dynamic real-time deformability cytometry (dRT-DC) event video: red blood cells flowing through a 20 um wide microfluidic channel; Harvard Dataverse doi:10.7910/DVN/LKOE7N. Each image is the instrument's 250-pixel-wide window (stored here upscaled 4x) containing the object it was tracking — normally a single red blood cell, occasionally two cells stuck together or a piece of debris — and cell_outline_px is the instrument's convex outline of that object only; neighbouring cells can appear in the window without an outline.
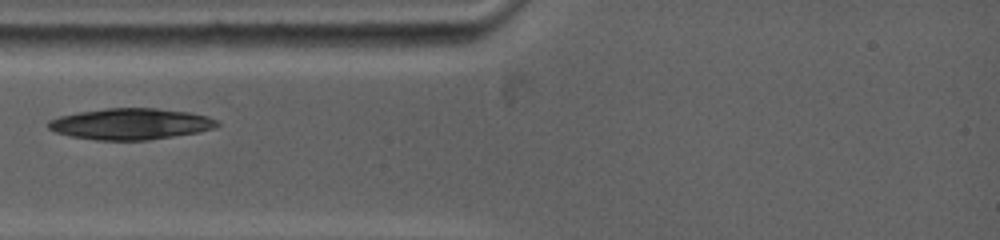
{"species": "common noctule bat (a hibernating species)", "species_latin": "Nyctalus noctula", "temperature_condition": "warm", "stored_images_in_passage": 43, "camera_frame_rate_fps": 5000, "um_per_image_px": 0.085, "animal": {"sex": "female", "body_mass_g": 19.0, "forearm_length_mm": 53.3}, "frame": {"image": 1, "passage_image": 1, "time_ms": 0.0, "image_size_px": [1000, 240], "cell_outline_px": [[220, 124], [216, 128], [200, 132], [148, 140], [96, 140], [72, 136], [56, 132], [48, 128], [48, 120], [60, 116], [80, 112], [104, 108], [156, 108], [188, 112], [208, 116], [216, 120]], "centroid_in_image_um": [11.14, 10.53], "position_along_channel_um": 73.9, "area_um2": 30.69}}
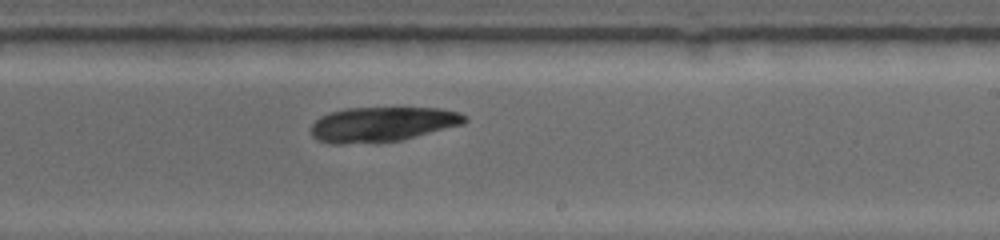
{"frame": {"image": 2, "passage_image": 19, "time_ms": 4.8, "image_size_px": [1000, 240], "cell_outline_px": [[468, 120], [464, 124], [400, 140], [376, 144], [332, 144], [316, 140], [312, 136], [312, 124], [320, 116], [344, 108], [440, 108], [460, 112], [468, 116]], "centroid_in_image_um": [32.5, 10.58], "position_along_channel_um": 256.5, "area_um2": 31.62}}
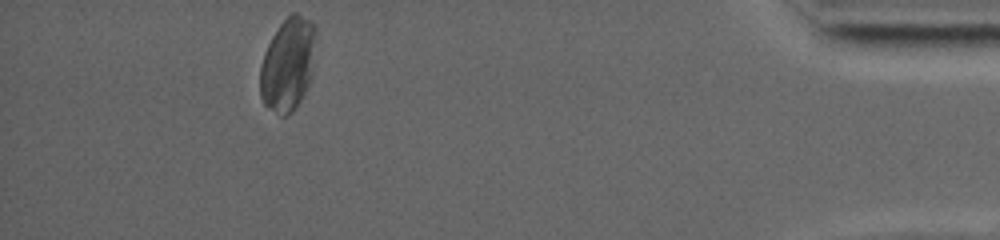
{"frame": {"image": 3, "passage_image": 43, "time_ms": 10.8, "image_size_px": [1000, 240], "cell_outline_px": [[316, 32], [312, 76], [300, 100], [292, 112], [288, 116], [280, 116], [268, 108], [264, 104], [260, 96], [260, 64], [264, 52], [272, 36], [280, 24], [292, 12], [296, 12], [312, 20], [316, 28]], "centroid_in_image_um": [24.47, 5.46], "position_along_channel_um": 410.7, "area_um2": 30.58}}